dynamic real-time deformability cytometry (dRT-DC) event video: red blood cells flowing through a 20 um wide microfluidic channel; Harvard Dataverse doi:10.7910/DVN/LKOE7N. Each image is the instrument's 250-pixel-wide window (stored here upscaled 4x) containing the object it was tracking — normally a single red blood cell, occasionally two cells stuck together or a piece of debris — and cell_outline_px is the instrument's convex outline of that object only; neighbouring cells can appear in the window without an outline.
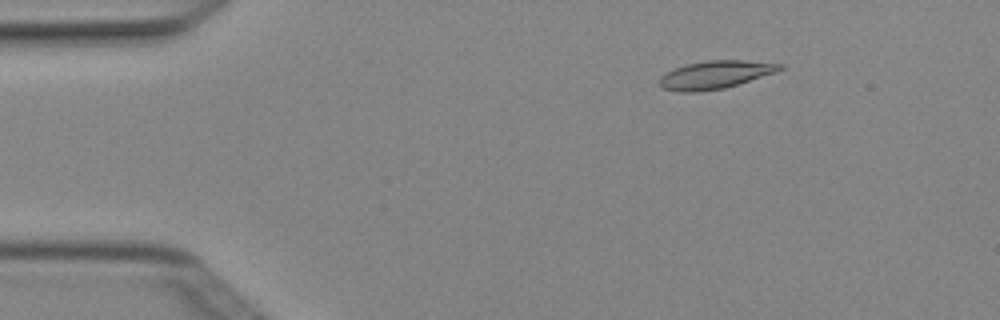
{"species": "Egyptian fruit bat (a non-hibernating species)", "species_latin": "Rousettus aegyptiacus", "temperature_condition": "cold", "stored_images_in_passage": 4, "camera_frame_rate_fps": 3000, "um_per_image_px": 0.085, "animal": {"sex": "female"}, "frame": {"image": 1, "passage_image": 2, "time_ms": 0.333, "image_size_px": [1000, 320], "cell_outline_px": [[784, 68], [776, 72], [724, 88], [700, 92], [680, 92], [664, 88], [660, 84], [660, 76], [676, 68], [688, 64], [708, 60], [744, 60], [784, 64]], "centroid_in_image_um": [60.82, 6.35], "position_along_channel_um": 24.2, "area_um2": 19.36}}
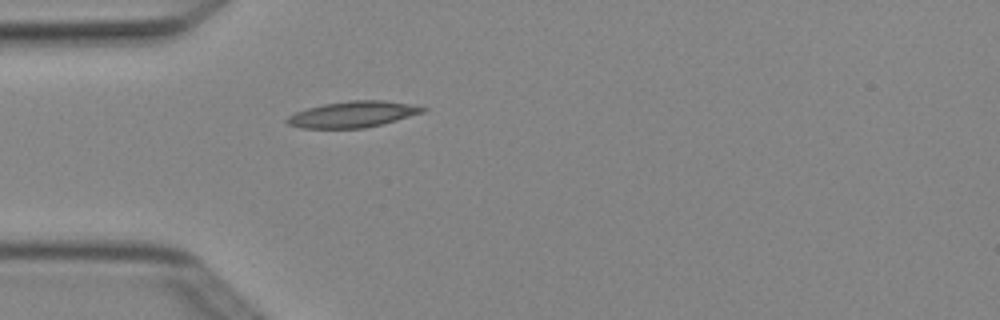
{"frame": {"image": 2, "passage_image": 4, "time_ms": 1.0, "image_size_px": [1000, 320], "cell_outline_px": [[428, 108], [424, 112], [396, 120], [364, 128], [300, 128], [288, 124], [284, 120], [288, 116], [296, 112], [308, 108], [324, 104], [348, 100], [384, 100], [408, 104]], "centroid_in_image_um": [29.96, 9.71], "position_along_channel_um": 55.0, "area_um2": 20.46}}